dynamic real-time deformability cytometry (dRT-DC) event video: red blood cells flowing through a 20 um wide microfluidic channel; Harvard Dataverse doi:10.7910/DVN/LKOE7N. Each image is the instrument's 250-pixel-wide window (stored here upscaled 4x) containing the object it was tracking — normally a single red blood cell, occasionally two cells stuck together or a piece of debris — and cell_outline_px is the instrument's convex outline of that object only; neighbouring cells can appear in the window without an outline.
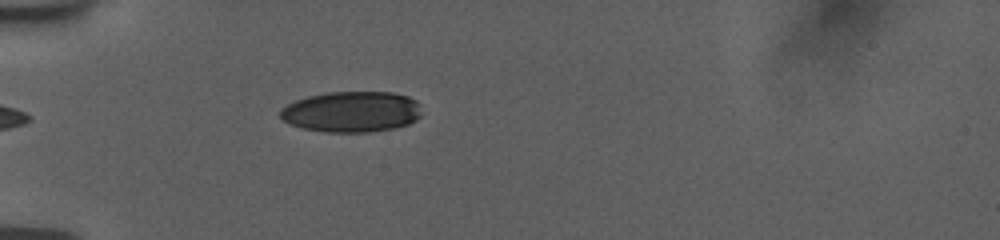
{"species": "human", "species_latin": "Homo sapiens", "temperature_condition": "room temperature", "stored_images_in_passage": 36, "camera_frame_rate_fps": 3000, "um_per_image_px": 0.085, "donor": {"sex": "female"}, "frame": {"image": 1, "passage_image": 1, "time_ms": 0.0, "image_size_px": [1000, 240], "cell_outline_px": [[420, 116], [416, 120], [408, 124], [396, 128], [368, 132], [328, 132], [300, 128], [288, 124], [280, 116], [280, 108], [296, 100], [308, 96], [328, 92], [392, 92], [408, 96], [416, 100], [420, 104]], "centroid_in_image_um": [29.89, 9.5], "position_along_channel_um": 55.1, "area_um2": 33.87}}
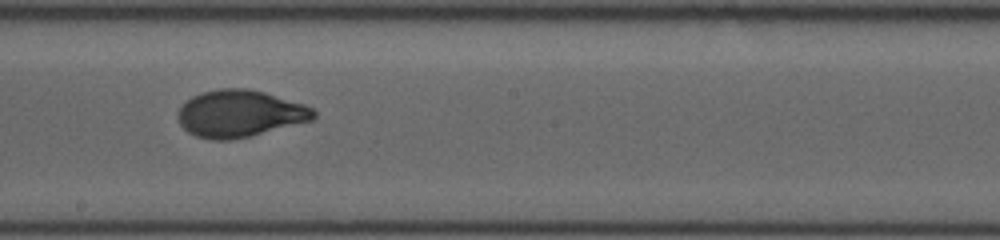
{"frame": {"image": 2, "passage_image": 16, "time_ms": 5.0, "image_size_px": [1000, 240], "cell_outline_px": [[316, 116], [312, 120], [232, 140], [208, 140], [196, 136], [188, 132], [180, 124], [176, 116], [180, 108], [192, 96], [200, 92], [220, 88], [248, 88], [264, 92], [304, 104], [312, 108], [316, 112]], "centroid_in_image_um": [20.35, 9.65], "position_along_channel_um": 227.8, "area_um2": 37.05}}
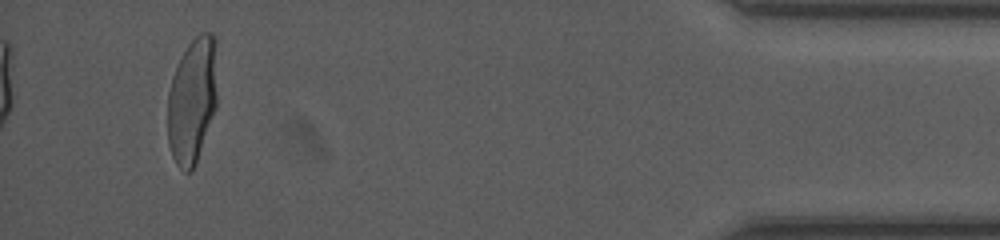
{"frame": {"image": 3, "passage_image": 36, "time_ms": 11.667, "image_size_px": [1000, 240], "cell_outline_px": [[216, 108], [196, 164], [188, 172], [184, 172], [176, 164], [172, 156], [168, 144], [168, 92], [176, 68], [188, 44], [200, 32], [212, 32], [216, 36]], "centroid_in_image_um": [16.35, 8.53], "position_along_channel_um": 418.8, "area_um2": 36.47}, "authors_computed_cell_mechanics": {"area_um2": 36.414, "velocity_mm_per_s": 3.7755, "shape_relaxation_time_tau1_ms": 4.3036, "shape_relaxation_time_tau2_ms": null, "deformation_change_tau1": 0.183, "deformation_change_tau2": null}}